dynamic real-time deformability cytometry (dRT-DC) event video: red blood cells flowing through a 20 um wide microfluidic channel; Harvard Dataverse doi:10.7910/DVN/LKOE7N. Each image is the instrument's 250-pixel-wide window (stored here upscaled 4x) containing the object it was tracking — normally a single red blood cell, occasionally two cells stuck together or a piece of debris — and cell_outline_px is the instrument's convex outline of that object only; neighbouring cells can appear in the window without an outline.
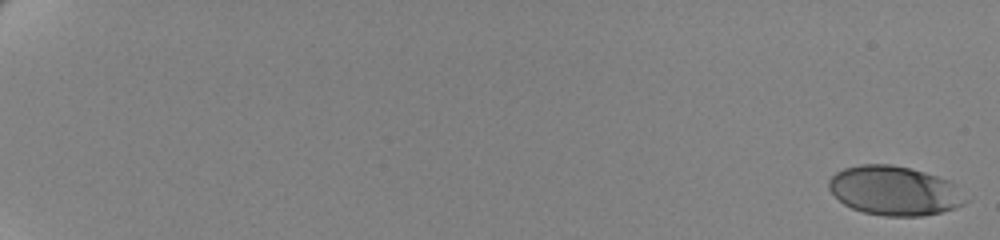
{"species": "human", "species_latin": "Homo sapiens", "temperature_condition": "cold", "stored_images_in_passage": 62, "camera_frame_rate_fps": 3000, "um_per_image_px": 0.085, "donor": {"sex": "female"}, "frame": {"image": 1, "passage_image": 1, "time_ms": 0.0, "image_size_px": [1000, 240], "cell_outline_px": [[972, 200], [956, 208], [924, 216], [884, 216], [864, 212], [852, 208], [844, 204], [828, 188], [828, 180], [836, 172], [844, 168], [860, 164], [892, 164], [924, 172], [952, 180]], "centroid_in_image_um": [76.1, 16.21], "position_along_channel_um": 8.9, "area_um2": 39.71}}
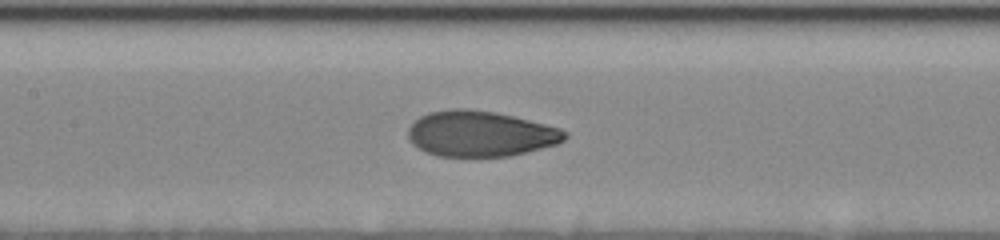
{"frame": {"image": 2, "passage_image": 34, "time_ms": 11.0, "image_size_px": [1000, 240], "cell_outline_px": [[568, 136], [564, 140], [556, 144], [508, 156], [436, 156], [424, 152], [412, 144], [408, 140], [408, 128], [420, 116], [428, 112], [452, 108], [468, 108], [496, 112], [560, 128], [568, 132]], "centroid_in_image_um": [40.78, 11.36], "position_along_channel_um": 166.6, "area_um2": 41.67}}
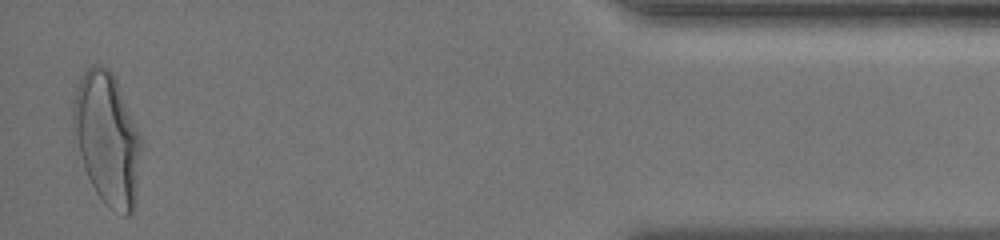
{"frame": {"image": 3, "passage_image": 61, "time_ms": 20.0, "image_size_px": [1000, 240], "cell_outline_px": [[140, 144], [136, 204], [132, 212], [128, 216], [124, 216], [108, 208], [104, 204], [96, 192], [84, 168], [72, 132], [72, 104], [76, 88], [84, 72], [92, 64], [96, 64], [108, 68], [112, 72], [116, 80], [140, 136]], "centroid_in_image_um": [9.07, 11.81], "position_along_channel_um": 426.1, "area_um2": 52.14}, "authors_computed_cell_mechanics": {"area_um2": 41.2692, "velocity_mm_per_s": 3.4778, "shape_relaxation_time_tau1_ms": 4.3166, "shape_relaxation_time_tau2_ms": null, "deformation_change_tau1": 0.1771, "deformation_change_tau2": null}}